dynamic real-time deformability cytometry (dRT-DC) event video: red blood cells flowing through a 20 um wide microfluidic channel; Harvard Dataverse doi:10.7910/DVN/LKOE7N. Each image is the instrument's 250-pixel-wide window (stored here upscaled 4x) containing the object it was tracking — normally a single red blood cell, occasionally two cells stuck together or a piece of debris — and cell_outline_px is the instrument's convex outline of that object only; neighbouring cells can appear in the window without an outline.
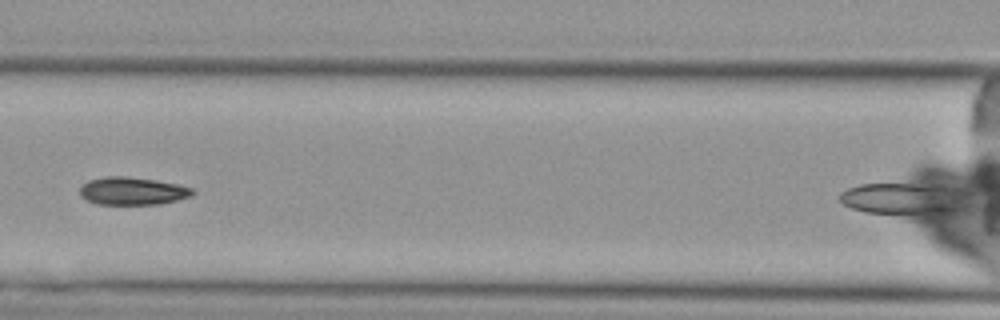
{"species": "Egyptian fruit bat (a non-hibernating species)", "species_latin": "Rousettus aegyptiacus", "temperature_condition": "cold", "stored_images_in_passage": 5, "segment_of_instrument_passage": [1, 2], "camera_frame_rate_fps": 3000, "um_per_image_px": 0.085, "animal": {"sex": "female"}, "frame": {"image": 1, "passage_image": 4, "time_ms": 3.667, "image_size_px": [1000, 320], "cell_outline_px": [[196, 192], [192, 196], [160, 204], [96, 204], [80, 196], [80, 184], [88, 180], [104, 176], [124, 176], [156, 180], [196, 188]], "centroid_in_image_um": [11.26, 16.23], "position_along_channel_um": 155.3, "area_um2": 18.44}}